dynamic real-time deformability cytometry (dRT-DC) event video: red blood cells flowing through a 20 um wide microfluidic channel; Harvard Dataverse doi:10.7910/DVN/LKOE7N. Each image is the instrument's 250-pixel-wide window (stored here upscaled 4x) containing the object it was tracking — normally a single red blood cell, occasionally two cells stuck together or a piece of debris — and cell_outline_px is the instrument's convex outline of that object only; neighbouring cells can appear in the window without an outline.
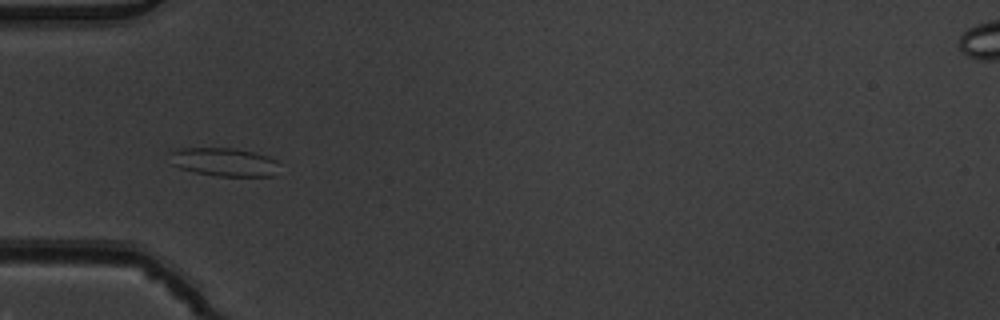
{"species": "common noctule bat (a hibernating species)", "species_latin": "Nyctalus noctula", "temperature_condition": "warm", "stored_images_in_passage": 7, "camera_frame_rate_fps": 3000, "um_per_image_px": 0.085, "animal": {"sex": "male", "body_mass_g": 19.5, "forearm_length_mm": 54.6}, "frame": {"image": 1, "passage_image": 5, "time_ms": 1.333, "image_size_px": [1000, 320], "cell_outline_px": [[276, 176], [216, 176], [196, 172], [180, 168], [172, 164], [168, 152], [180, 148], [236, 148], [268, 156], [276, 160]], "centroid_in_image_um": [19.01, 13.77], "position_along_channel_um": 66.0, "area_um2": 18.09}}
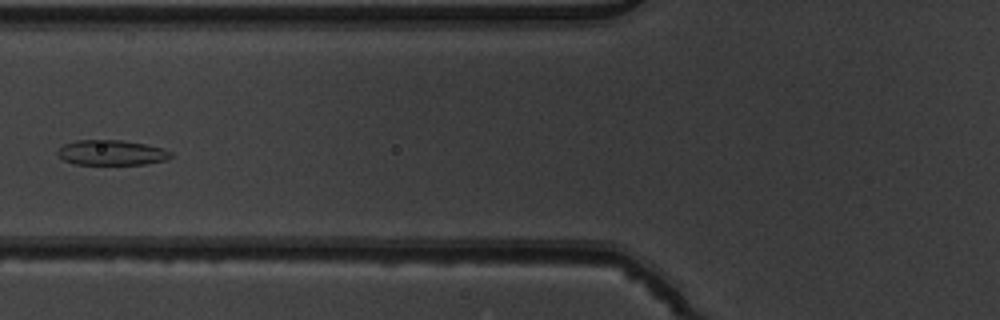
{"frame": {"image": 2, "passage_image": 6, "time_ms": 1.667, "image_size_px": [1000, 320], "cell_outline_px": [[172, 156], [164, 160], [144, 164], [76, 164], [64, 160], [56, 152], [64, 144], [76, 140], [120, 140], [144, 144], [164, 148], [172, 152]], "centroid_in_image_um": [9.49, 12.97], "position_along_channel_um": 116.3, "area_um2": 16.42}}
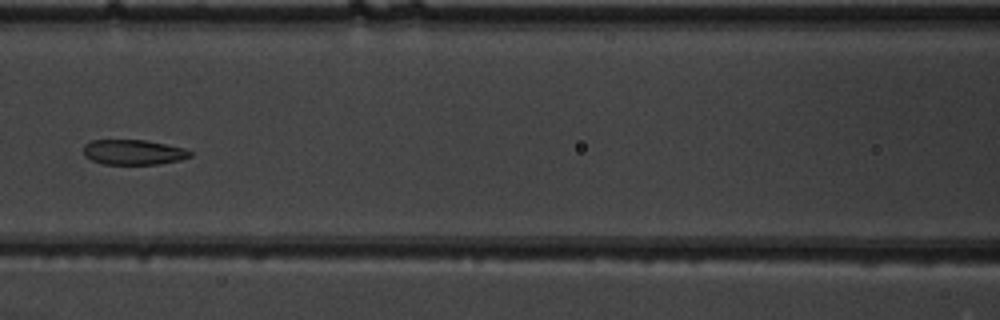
{"frame": {"image": 3, "passage_image": 7, "time_ms": 2.0, "image_size_px": [1000, 320], "cell_outline_px": [[192, 156], [180, 160], [156, 164], [104, 164], [92, 160], [84, 156], [84, 144], [92, 140], [144, 140], [184, 148], [192, 152]], "centroid_in_image_um": [11.33, 12.94], "position_along_channel_um": 155.3, "area_um2": 15.49}}